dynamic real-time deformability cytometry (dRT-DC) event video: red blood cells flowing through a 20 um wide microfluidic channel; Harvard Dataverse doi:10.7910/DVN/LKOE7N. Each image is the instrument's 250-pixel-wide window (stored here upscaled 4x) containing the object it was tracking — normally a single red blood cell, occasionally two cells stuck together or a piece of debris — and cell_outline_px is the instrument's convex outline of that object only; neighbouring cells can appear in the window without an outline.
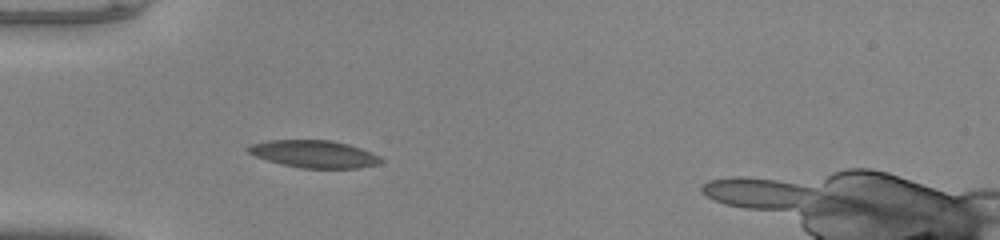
{"species": "common noctule bat (a hibernating species)", "species_latin": "Nyctalus noctula", "temperature_condition": "warm", "stored_images_in_passage": 33, "camera_frame_rate_fps": 3000, "um_per_image_px": 0.085, "animal": {"sex": "male", "body_mass_g": 20.0, "forearm_length_mm": 53.3}, "frame": {"image": 1, "passage_image": 5, "time_ms": 1.333, "image_size_px": [1000, 240], "cell_outline_px": [[384, 160], [380, 164], [356, 168], [300, 168], [268, 160], [256, 156], [248, 152], [244, 148], [252, 144], [268, 140], [332, 140], [348, 144], [372, 152], [380, 156]], "centroid_in_image_um": [26.73, 13.08], "position_along_channel_um": 58.3, "area_um2": 21.15}}
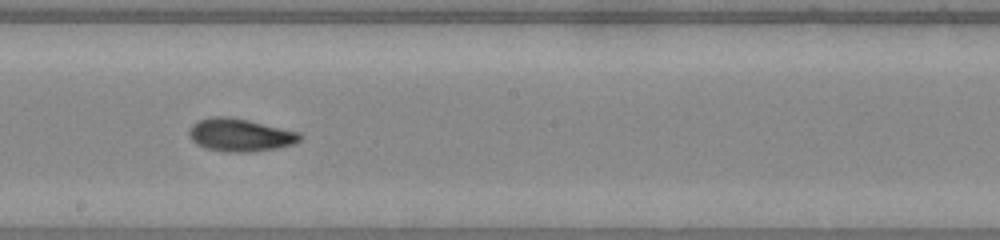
{"frame": {"image": 2, "passage_image": 18, "time_ms": 5.667, "image_size_px": [1000, 240], "cell_outline_px": [[304, 136], [300, 140], [292, 144], [276, 148], [248, 152], [228, 152], [204, 148], [196, 144], [188, 136], [188, 132], [192, 124], [196, 120], [216, 116], [228, 116], [248, 120], [300, 132]], "centroid_in_image_um": [20.38, 11.47], "position_along_channel_um": 227.8, "area_um2": 21.33}}
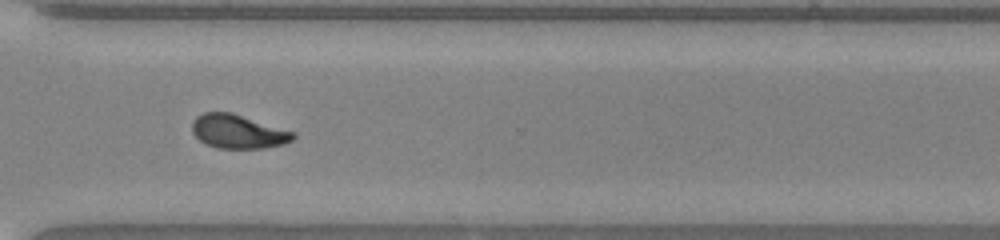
{"frame": {"image": 3, "passage_image": 27, "time_ms": 8.667, "image_size_px": [1000, 240], "cell_outline_px": [[296, 136], [292, 140], [284, 144], [264, 148], [216, 148], [200, 140], [192, 132], [192, 124], [196, 116], [204, 112], [232, 112], [296, 132]], "centroid_in_image_um": [20.26, 11.17], "position_along_channel_um": 350.3, "area_um2": 20.0}, "authors_computed_cell_mechanics": {"area_um2": 20.7502, "velocity_mm_per_s": 4.0824, "shape_relaxation_time_tau1_ms": 8.4826, "shape_relaxation_time_tau2_ms": 2.6795, "deformation_change_tau1": 0.2338, "deformation_change_tau2": 0.0814}}